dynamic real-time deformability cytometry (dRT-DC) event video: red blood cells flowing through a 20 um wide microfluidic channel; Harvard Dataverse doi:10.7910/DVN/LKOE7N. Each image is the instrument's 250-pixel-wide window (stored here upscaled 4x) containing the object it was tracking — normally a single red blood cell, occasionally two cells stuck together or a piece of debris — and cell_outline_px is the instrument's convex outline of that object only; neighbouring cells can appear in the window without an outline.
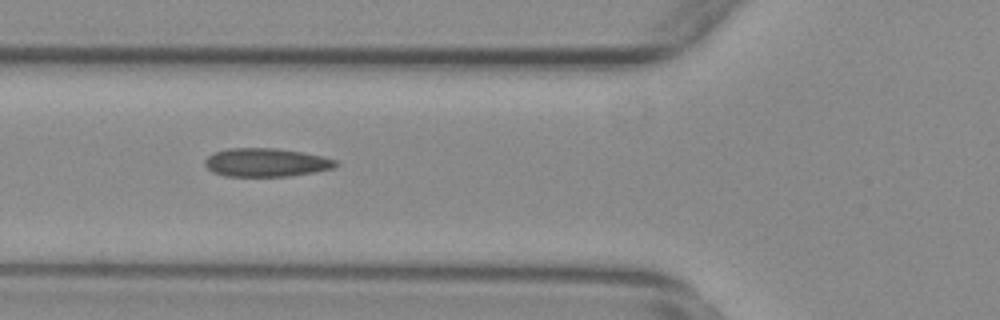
{"species": "common noctule bat (a hibernating species)", "species_latin": "Nyctalus noctula", "temperature_condition": "warm", "stored_images_in_passage": 34, "camera_frame_rate_fps": 3000, "um_per_image_px": 0.085, "animal": {"sex": "female", "body_mass_g": 29.2, "forearm_length_mm": 56.3}, "frame": {"image": 1, "passage_image": 5, "time_ms": 1.333, "image_size_px": [1000, 320], "cell_outline_px": [[340, 164], [332, 168], [312, 172], [288, 176], [224, 176], [212, 172], [204, 164], [204, 160], [212, 152], [228, 148], [276, 148], [324, 156], [336, 160]], "centroid_in_image_um": [22.58, 13.8], "position_along_channel_um": 103.2, "area_um2": 21.73}}
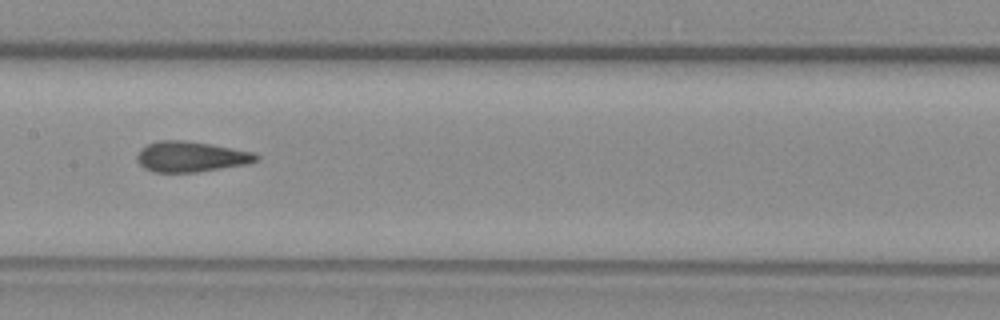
{"frame": {"image": 2, "passage_image": 12, "time_ms": 3.667, "image_size_px": [1000, 320], "cell_outline_px": [[260, 160], [248, 164], [196, 172], [152, 172], [144, 168], [136, 160], [136, 156], [140, 148], [148, 144], [160, 140], [184, 140], [212, 144], [252, 152], [260, 156]], "centroid_in_image_um": [16.22, 13.32], "position_along_channel_um": 191.2, "area_um2": 21.33}}
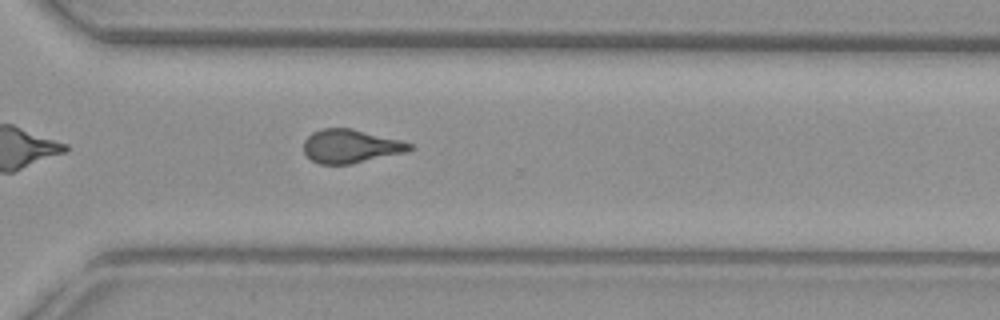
{"frame": {"image": 3, "passage_image": 24, "time_ms": 7.667, "image_size_px": [1000, 320], "cell_outline_px": [[416, 148], [404, 152], [352, 164], [320, 164], [312, 160], [304, 152], [304, 140], [312, 132], [320, 128], [352, 128], [400, 140], [412, 144]], "centroid_in_image_um": [29.79, 12.42], "position_along_channel_um": 340.8, "area_um2": 20.69}, "authors_computed_cell_mechanics": {"area_um2": 21.1548, "velocity_mm_per_s": 3.7486, "shape_relaxation_time_tau1_ms": null, "shape_relaxation_time_tau2_ms": 1.6245, "deformation_change_tau1": null, "deformation_change_tau2": 0.0914}}